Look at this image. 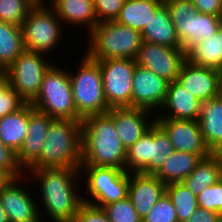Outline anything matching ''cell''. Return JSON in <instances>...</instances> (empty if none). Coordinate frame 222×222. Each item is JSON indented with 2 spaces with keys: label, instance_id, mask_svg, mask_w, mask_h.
<instances>
[{
  "label": "cell",
  "instance_id": "42",
  "mask_svg": "<svg viewBox=\"0 0 222 222\" xmlns=\"http://www.w3.org/2000/svg\"><path fill=\"white\" fill-rule=\"evenodd\" d=\"M15 179L7 170L0 167V190Z\"/></svg>",
  "mask_w": 222,
  "mask_h": 222
},
{
  "label": "cell",
  "instance_id": "41",
  "mask_svg": "<svg viewBox=\"0 0 222 222\" xmlns=\"http://www.w3.org/2000/svg\"><path fill=\"white\" fill-rule=\"evenodd\" d=\"M218 213L198 207L185 222H218Z\"/></svg>",
  "mask_w": 222,
  "mask_h": 222
},
{
  "label": "cell",
  "instance_id": "9",
  "mask_svg": "<svg viewBox=\"0 0 222 222\" xmlns=\"http://www.w3.org/2000/svg\"><path fill=\"white\" fill-rule=\"evenodd\" d=\"M173 151L169 136L155 122L134 145L127 149L125 171L154 175Z\"/></svg>",
  "mask_w": 222,
  "mask_h": 222
},
{
  "label": "cell",
  "instance_id": "25",
  "mask_svg": "<svg viewBox=\"0 0 222 222\" xmlns=\"http://www.w3.org/2000/svg\"><path fill=\"white\" fill-rule=\"evenodd\" d=\"M186 58L193 65L222 69V24L211 38L194 43L186 51Z\"/></svg>",
  "mask_w": 222,
  "mask_h": 222
},
{
  "label": "cell",
  "instance_id": "1",
  "mask_svg": "<svg viewBox=\"0 0 222 222\" xmlns=\"http://www.w3.org/2000/svg\"><path fill=\"white\" fill-rule=\"evenodd\" d=\"M80 173V169L74 168H38L26 170L23 180L26 183L29 181L31 184L35 181L34 183L38 184L37 187H40L39 192L42 203H39L41 206L39 209L44 208L41 209L43 211L40 210L41 217L48 215L47 217L53 220L51 222L74 221L80 206L84 203L83 194L81 193L80 195V190L78 191L76 187L79 185L78 180L81 179ZM45 212L46 215L44 214Z\"/></svg>",
  "mask_w": 222,
  "mask_h": 222
},
{
  "label": "cell",
  "instance_id": "28",
  "mask_svg": "<svg viewBox=\"0 0 222 222\" xmlns=\"http://www.w3.org/2000/svg\"><path fill=\"white\" fill-rule=\"evenodd\" d=\"M163 0H125L116 22L142 32Z\"/></svg>",
  "mask_w": 222,
  "mask_h": 222
},
{
  "label": "cell",
  "instance_id": "14",
  "mask_svg": "<svg viewBox=\"0 0 222 222\" xmlns=\"http://www.w3.org/2000/svg\"><path fill=\"white\" fill-rule=\"evenodd\" d=\"M22 179L23 177L15 178L0 190V205L6 211L8 221L44 222L40 215L39 202H36L32 190L22 186L25 185Z\"/></svg>",
  "mask_w": 222,
  "mask_h": 222
},
{
  "label": "cell",
  "instance_id": "17",
  "mask_svg": "<svg viewBox=\"0 0 222 222\" xmlns=\"http://www.w3.org/2000/svg\"><path fill=\"white\" fill-rule=\"evenodd\" d=\"M107 113L113 118L118 137L126 150L134 145L156 122V117L152 112L140 108H111Z\"/></svg>",
  "mask_w": 222,
  "mask_h": 222
},
{
  "label": "cell",
  "instance_id": "40",
  "mask_svg": "<svg viewBox=\"0 0 222 222\" xmlns=\"http://www.w3.org/2000/svg\"><path fill=\"white\" fill-rule=\"evenodd\" d=\"M196 12L222 17V0H191Z\"/></svg>",
  "mask_w": 222,
  "mask_h": 222
},
{
  "label": "cell",
  "instance_id": "37",
  "mask_svg": "<svg viewBox=\"0 0 222 222\" xmlns=\"http://www.w3.org/2000/svg\"><path fill=\"white\" fill-rule=\"evenodd\" d=\"M94 10L99 22L115 21L125 0H93Z\"/></svg>",
  "mask_w": 222,
  "mask_h": 222
},
{
  "label": "cell",
  "instance_id": "11",
  "mask_svg": "<svg viewBox=\"0 0 222 222\" xmlns=\"http://www.w3.org/2000/svg\"><path fill=\"white\" fill-rule=\"evenodd\" d=\"M48 55L24 50L7 68L9 84L30 103L38 94L43 77L53 62Z\"/></svg>",
  "mask_w": 222,
  "mask_h": 222
},
{
  "label": "cell",
  "instance_id": "45",
  "mask_svg": "<svg viewBox=\"0 0 222 222\" xmlns=\"http://www.w3.org/2000/svg\"><path fill=\"white\" fill-rule=\"evenodd\" d=\"M214 154L219 158L220 162L222 163V146L214 152Z\"/></svg>",
  "mask_w": 222,
  "mask_h": 222
},
{
  "label": "cell",
  "instance_id": "23",
  "mask_svg": "<svg viewBox=\"0 0 222 222\" xmlns=\"http://www.w3.org/2000/svg\"><path fill=\"white\" fill-rule=\"evenodd\" d=\"M143 41L167 46L170 48H183L180 44L174 24L166 4L163 2L151 16L148 24L141 32Z\"/></svg>",
  "mask_w": 222,
  "mask_h": 222
},
{
  "label": "cell",
  "instance_id": "4",
  "mask_svg": "<svg viewBox=\"0 0 222 222\" xmlns=\"http://www.w3.org/2000/svg\"><path fill=\"white\" fill-rule=\"evenodd\" d=\"M88 36L89 46L87 45L85 54L95 61L136 59L144 42L141 32L116 21L99 22Z\"/></svg>",
  "mask_w": 222,
  "mask_h": 222
},
{
  "label": "cell",
  "instance_id": "2",
  "mask_svg": "<svg viewBox=\"0 0 222 222\" xmlns=\"http://www.w3.org/2000/svg\"><path fill=\"white\" fill-rule=\"evenodd\" d=\"M126 148L118 137L113 118L98 114L82 120L81 166L116 167L125 170Z\"/></svg>",
  "mask_w": 222,
  "mask_h": 222
},
{
  "label": "cell",
  "instance_id": "34",
  "mask_svg": "<svg viewBox=\"0 0 222 222\" xmlns=\"http://www.w3.org/2000/svg\"><path fill=\"white\" fill-rule=\"evenodd\" d=\"M102 208L111 222H142L128 197Z\"/></svg>",
  "mask_w": 222,
  "mask_h": 222
},
{
  "label": "cell",
  "instance_id": "5",
  "mask_svg": "<svg viewBox=\"0 0 222 222\" xmlns=\"http://www.w3.org/2000/svg\"><path fill=\"white\" fill-rule=\"evenodd\" d=\"M79 69L68 71L72 86L73 103L77 114L82 118L104 114L109 111L103 92V79L100 65L85 52Z\"/></svg>",
  "mask_w": 222,
  "mask_h": 222
},
{
  "label": "cell",
  "instance_id": "13",
  "mask_svg": "<svg viewBox=\"0 0 222 222\" xmlns=\"http://www.w3.org/2000/svg\"><path fill=\"white\" fill-rule=\"evenodd\" d=\"M136 63L168 82L176 81L183 63L187 60L186 50L144 41L136 57Z\"/></svg>",
  "mask_w": 222,
  "mask_h": 222
},
{
  "label": "cell",
  "instance_id": "44",
  "mask_svg": "<svg viewBox=\"0 0 222 222\" xmlns=\"http://www.w3.org/2000/svg\"><path fill=\"white\" fill-rule=\"evenodd\" d=\"M0 222H9L6 211L1 205H0Z\"/></svg>",
  "mask_w": 222,
  "mask_h": 222
},
{
  "label": "cell",
  "instance_id": "35",
  "mask_svg": "<svg viewBox=\"0 0 222 222\" xmlns=\"http://www.w3.org/2000/svg\"><path fill=\"white\" fill-rule=\"evenodd\" d=\"M142 222H178L175 207L167 193L153 205Z\"/></svg>",
  "mask_w": 222,
  "mask_h": 222
},
{
  "label": "cell",
  "instance_id": "32",
  "mask_svg": "<svg viewBox=\"0 0 222 222\" xmlns=\"http://www.w3.org/2000/svg\"><path fill=\"white\" fill-rule=\"evenodd\" d=\"M27 102L9 84L6 69H0V119L17 112Z\"/></svg>",
  "mask_w": 222,
  "mask_h": 222
},
{
  "label": "cell",
  "instance_id": "26",
  "mask_svg": "<svg viewBox=\"0 0 222 222\" xmlns=\"http://www.w3.org/2000/svg\"><path fill=\"white\" fill-rule=\"evenodd\" d=\"M29 103L12 114L0 119V141L16 153L21 149L27 136Z\"/></svg>",
  "mask_w": 222,
  "mask_h": 222
},
{
  "label": "cell",
  "instance_id": "10",
  "mask_svg": "<svg viewBox=\"0 0 222 222\" xmlns=\"http://www.w3.org/2000/svg\"><path fill=\"white\" fill-rule=\"evenodd\" d=\"M48 3L47 0L46 4H35L23 21L21 28L25 50L49 55L62 40L63 23Z\"/></svg>",
  "mask_w": 222,
  "mask_h": 222
},
{
  "label": "cell",
  "instance_id": "6",
  "mask_svg": "<svg viewBox=\"0 0 222 222\" xmlns=\"http://www.w3.org/2000/svg\"><path fill=\"white\" fill-rule=\"evenodd\" d=\"M52 65L45 73L37 96L30 104L54 119L82 121L73 103L68 70Z\"/></svg>",
  "mask_w": 222,
  "mask_h": 222
},
{
  "label": "cell",
  "instance_id": "47",
  "mask_svg": "<svg viewBox=\"0 0 222 222\" xmlns=\"http://www.w3.org/2000/svg\"><path fill=\"white\" fill-rule=\"evenodd\" d=\"M218 222H222V214L219 215V220Z\"/></svg>",
  "mask_w": 222,
  "mask_h": 222
},
{
  "label": "cell",
  "instance_id": "27",
  "mask_svg": "<svg viewBox=\"0 0 222 222\" xmlns=\"http://www.w3.org/2000/svg\"><path fill=\"white\" fill-rule=\"evenodd\" d=\"M202 159L201 155L173 151L166 159L164 165L154 175L165 185L182 182Z\"/></svg>",
  "mask_w": 222,
  "mask_h": 222
},
{
  "label": "cell",
  "instance_id": "15",
  "mask_svg": "<svg viewBox=\"0 0 222 222\" xmlns=\"http://www.w3.org/2000/svg\"><path fill=\"white\" fill-rule=\"evenodd\" d=\"M168 83L137 64L132 81V107L155 111L156 115V110H160L165 101Z\"/></svg>",
  "mask_w": 222,
  "mask_h": 222
},
{
  "label": "cell",
  "instance_id": "24",
  "mask_svg": "<svg viewBox=\"0 0 222 222\" xmlns=\"http://www.w3.org/2000/svg\"><path fill=\"white\" fill-rule=\"evenodd\" d=\"M198 122L206 146L214 153L222 146V99L202 102Z\"/></svg>",
  "mask_w": 222,
  "mask_h": 222
},
{
  "label": "cell",
  "instance_id": "39",
  "mask_svg": "<svg viewBox=\"0 0 222 222\" xmlns=\"http://www.w3.org/2000/svg\"><path fill=\"white\" fill-rule=\"evenodd\" d=\"M73 222H111L103 208L83 203Z\"/></svg>",
  "mask_w": 222,
  "mask_h": 222
},
{
  "label": "cell",
  "instance_id": "7",
  "mask_svg": "<svg viewBox=\"0 0 222 222\" xmlns=\"http://www.w3.org/2000/svg\"><path fill=\"white\" fill-rule=\"evenodd\" d=\"M81 180H86L88 198L83 201L102 208L128 197L129 172L116 167L81 166ZM83 172V173H82ZM87 177V178H86ZM92 199V200H91Z\"/></svg>",
  "mask_w": 222,
  "mask_h": 222
},
{
  "label": "cell",
  "instance_id": "22",
  "mask_svg": "<svg viewBox=\"0 0 222 222\" xmlns=\"http://www.w3.org/2000/svg\"><path fill=\"white\" fill-rule=\"evenodd\" d=\"M50 7L67 25L87 28V34L98 24L93 0H50Z\"/></svg>",
  "mask_w": 222,
  "mask_h": 222
},
{
  "label": "cell",
  "instance_id": "8",
  "mask_svg": "<svg viewBox=\"0 0 222 222\" xmlns=\"http://www.w3.org/2000/svg\"><path fill=\"white\" fill-rule=\"evenodd\" d=\"M178 40L186 51L197 41L211 38L222 18L196 12L191 0H165Z\"/></svg>",
  "mask_w": 222,
  "mask_h": 222
},
{
  "label": "cell",
  "instance_id": "21",
  "mask_svg": "<svg viewBox=\"0 0 222 222\" xmlns=\"http://www.w3.org/2000/svg\"><path fill=\"white\" fill-rule=\"evenodd\" d=\"M201 103L181 85L172 81L168 83L165 101L156 113V119L196 120L198 121ZM168 111V112H167ZM160 114V115H159Z\"/></svg>",
  "mask_w": 222,
  "mask_h": 222
},
{
  "label": "cell",
  "instance_id": "20",
  "mask_svg": "<svg viewBox=\"0 0 222 222\" xmlns=\"http://www.w3.org/2000/svg\"><path fill=\"white\" fill-rule=\"evenodd\" d=\"M54 118L35 109L29 103V123L27 136L17 153L19 164L26 171L39 157L49 126Z\"/></svg>",
  "mask_w": 222,
  "mask_h": 222
},
{
  "label": "cell",
  "instance_id": "29",
  "mask_svg": "<svg viewBox=\"0 0 222 222\" xmlns=\"http://www.w3.org/2000/svg\"><path fill=\"white\" fill-rule=\"evenodd\" d=\"M222 163L212 153L203 158L197 167L186 177L182 183L198 196L205 188L216 184L221 180Z\"/></svg>",
  "mask_w": 222,
  "mask_h": 222
},
{
  "label": "cell",
  "instance_id": "30",
  "mask_svg": "<svg viewBox=\"0 0 222 222\" xmlns=\"http://www.w3.org/2000/svg\"><path fill=\"white\" fill-rule=\"evenodd\" d=\"M24 50L22 28L0 21V69H6Z\"/></svg>",
  "mask_w": 222,
  "mask_h": 222
},
{
  "label": "cell",
  "instance_id": "36",
  "mask_svg": "<svg viewBox=\"0 0 222 222\" xmlns=\"http://www.w3.org/2000/svg\"><path fill=\"white\" fill-rule=\"evenodd\" d=\"M198 207L222 214V180L205 188L198 196Z\"/></svg>",
  "mask_w": 222,
  "mask_h": 222
},
{
  "label": "cell",
  "instance_id": "18",
  "mask_svg": "<svg viewBox=\"0 0 222 222\" xmlns=\"http://www.w3.org/2000/svg\"><path fill=\"white\" fill-rule=\"evenodd\" d=\"M166 193V185L153 174L129 173L128 198L143 219Z\"/></svg>",
  "mask_w": 222,
  "mask_h": 222
},
{
  "label": "cell",
  "instance_id": "46",
  "mask_svg": "<svg viewBox=\"0 0 222 222\" xmlns=\"http://www.w3.org/2000/svg\"><path fill=\"white\" fill-rule=\"evenodd\" d=\"M35 4H44L46 0H32Z\"/></svg>",
  "mask_w": 222,
  "mask_h": 222
},
{
  "label": "cell",
  "instance_id": "31",
  "mask_svg": "<svg viewBox=\"0 0 222 222\" xmlns=\"http://www.w3.org/2000/svg\"><path fill=\"white\" fill-rule=\"evenodd\" d=\"M166 193L173 202L178 222L187 221L198 208L197 196H195L182 182L167 184Z\"/></svg>",
  "mask_w": 222,
  "mask_h": 222
},
{
  "label": "cell",
  "instance_id": "12",
  "mask_svg": "<svg viewBox=\"0 0 222 222\" xmlns=\"http://www.w3.org/2000/svg\"><path fill=\"white\" fill-rule=\"evenodd\" d=\"M103 79V92L111 108L132 107V81L135 59L98 60Z\"/></svg>",
  "mask_w": 222,
  "mask_h": 222
},
{
  "label": "cell",
  "instance_id": "16",
  "mask_svg": "<svg viewBox=\"0 0 222 222\" xmlns=\"http://www.w3.org/2000/svg\"><path fill=\"white\" fill-rule=\"evenodd\" d=\"M156 123L169 136L174 151L197 154L203 158L212 154L204 142L198 121L156 119Z\"/></svg>",
  "mask_w": 222,
  "mask_h": 222
},
{
  "label": "cell",
  "instance_id": "19",
  "mask_svg": "<svg viewBox=\"0 0 222 222\" xmlns=\"http://www.w3.org/2000/svg\"><path fill=\"white\" fill-rule=\"evenodd\" d=\"M176 82L200 102H206L217 97V70L193 65L186 60Z\"/></svg>",
  "mask_w": 222,
  "mask_h": 222
},
{
  "label": "cell",
  "instance_id": "33",
  "mask_svg": "<svg viewBox=\"0 0 222 222\" xmlns=\"http://www.w3.org/2000/svg\"><path fill=\"white\" fill-rule=\"evenodd\" d=\"M34 5L32 0H0V21L21 27Z\"/></svg>",
  "mask_w": 222,
  "mask_h": 222
},
{
  "label": "cell",
  "instance_id": "38",
  "mask_svg": "<svg viewBox=\"0 0 222 222\" xmlns=\"http://www.w3.org/2000/svg\"><path fill=\"white\" fill-rule=\"evenodd\" d=\"M0 167L7 170L14 178L26 175V171L18 162L17 153L0 141Z\"/></svg>",
  "mask_w": 222,
  "mask_h": 222
},
{
  "label": "cell",
  "instance_id": "43",
  "mask_svg": "<svg viewBox=\"0 0 222 222\" xmlns=\"http://www.w3.org/2000/svg\"><path fill=\"white\" fill-rule=\"evenodd\" d=\"M217 97L222 99V69L218 70Z\"/></svg>",
  "mask_w": 222,
  "mask_h": 222
},
{
  "label": "cell",
  "instance_id": "3",
  "mask_svg": "<svg viewBox=\"0 0 222 222\" xmlns=\"http://www.w3.org/2000/svg\"><path fill=\"white\" fill-rule=\"evenodd\" d=\"M82 121L54 119L40 157L28 168H81Z\"/></svg>",
  "mask_w": 222,
  "mask_h": 222
}]
</instances>
